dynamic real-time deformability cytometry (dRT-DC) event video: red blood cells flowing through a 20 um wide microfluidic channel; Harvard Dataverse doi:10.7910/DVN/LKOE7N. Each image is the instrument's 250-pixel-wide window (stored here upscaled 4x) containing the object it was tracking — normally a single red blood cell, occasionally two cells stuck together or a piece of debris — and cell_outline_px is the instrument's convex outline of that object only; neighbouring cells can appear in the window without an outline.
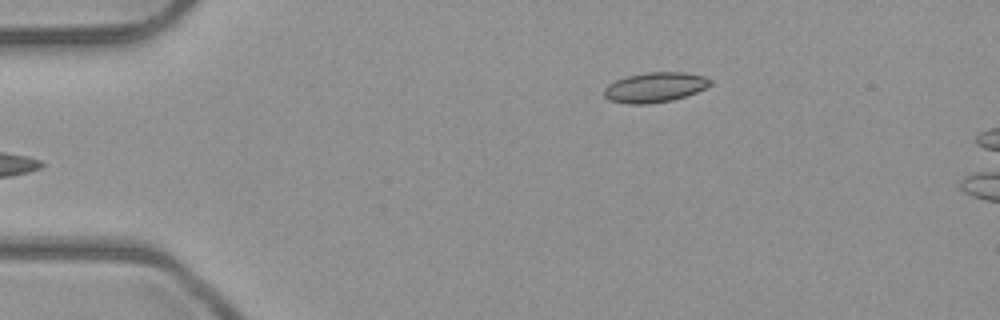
{"species": "common noctule bat (a hibernating species)", "species_latin": "Nyctalus noctula", "temperature_condition": "room temperature", "stored_images_in_passage": 5, "camera_frame_rate_fps": 3000, "um_per_image_px": 0.085, "animal": {"sex": "male", "body_mass_g": 23.1, "forearm_length_mm": 52.7}, "frame": {"image": 1, "passage_image": 5, "time_ms": 1.333, "image_size_px": [1000, 320], "cell_outline_px": [[712, 84], [696, 92], [672, 100], [648, 104], [628, 104], [608, 100], [604, 96], [604, 88], [608, 84], [616, 80], [628, 76], [648, 72], [684, 72], [704, 76], [712, 80]], "centroid_in_image_um": [55.65, 7.42], "position_along_channel_um": 29.3, "area_um2": 18.5}}